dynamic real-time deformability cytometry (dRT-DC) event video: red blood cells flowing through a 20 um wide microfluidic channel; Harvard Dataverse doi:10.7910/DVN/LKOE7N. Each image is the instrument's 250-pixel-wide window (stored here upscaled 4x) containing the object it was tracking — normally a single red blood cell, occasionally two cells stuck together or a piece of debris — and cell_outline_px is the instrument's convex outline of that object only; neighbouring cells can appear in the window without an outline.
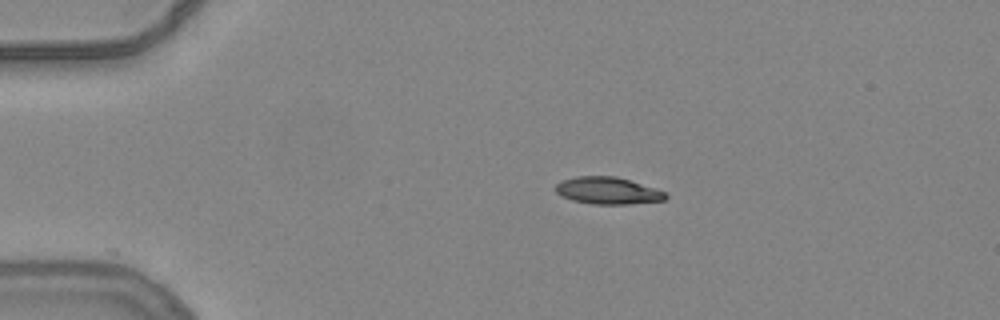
{"species": "common noctule bat (a hibernating species)", "species_latin": "Nyctalus noctula", "temperature_condition": "warm", "stored_images_in_passage": 44, "camera_frame_rate_fps": 3000, "um_per_image_px": 0.085, "animal": {"sex": "female", "body_mass_g": 24.6, "forearm_length_mm": 56.2}, "frame": {"image": 1, "passage_image": 1, "time_ms": 0.0, "image_size_px": [1000, 320], "cell_outline_px": [[668, 196], [664, 200], [628, 204], [592, 204], [572, 200], [556, 192], [556, 184], [560, 180], [576, 176], [616, 176], [656, 188], [664, 192]], "centroid_in_image_um": [51.65, 16.2], "position_along_channel_um": 33.3, "area_um2": 17.28}}
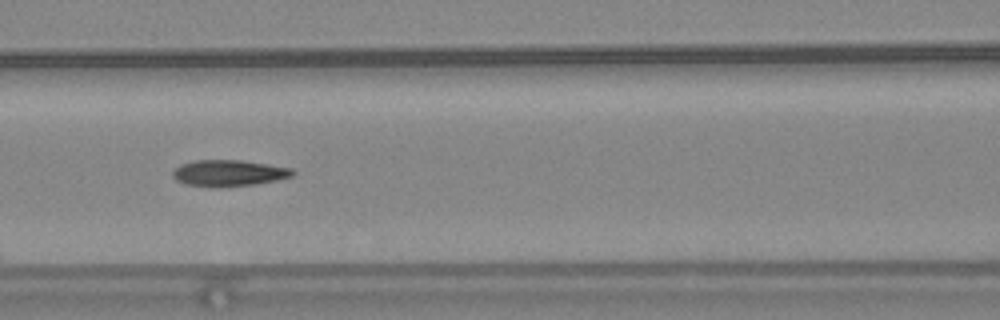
{"frame": {"image": 2, "passage_image": 14, "time_ms": 4.333, "image_size_px": [1000, 320], "cell_outline_px": [[296, 172], [292, 176], [276, 180], [256, 184], [220, 188], [184, 184], [176, 180], [172, 176], [172, 172], [180, 164], [196, 160], [240, 160], [268, 164], [292, 168]], "centroid_in_image_um": [19.44, 14.72], "position_along_channel_um": 147.2, "area_um2": 18.55}}
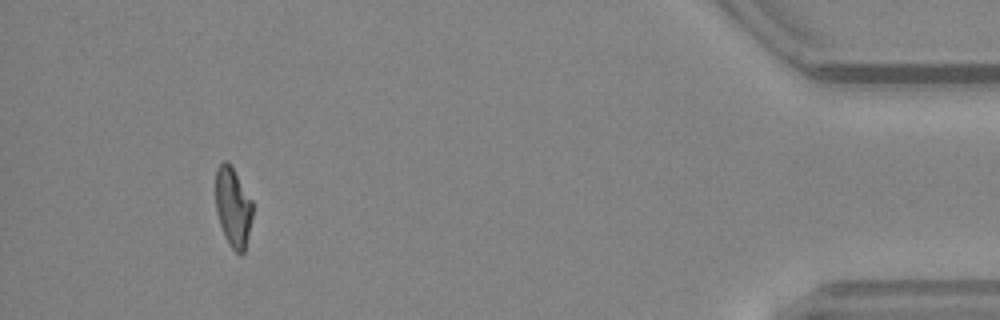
{"frame": {"image": 3, "passage_image": 40, "time_ms": 13.0, "image_size_px": [1000, 320], "cell_outline_px": [[252, 216], [244, 252], [240, 256], [228, 244], [220, 224], [216, 212], [216, 168], [224, 160], [228, 160], [252, 200]], "centroid_in_image_um": [19.8, 17.6], "position_along_channel_um": 415.4, "area_um2": 17.05}, "authors_computed_cell_mechanics": {"area_um2": 18.0625, "velocity_mm_per_s": 3.8476, "shape_relaxation_time_tau1_ms": 10.2769, "shape_relaxation_time_tau2_ms": 2.381, "deformation_change_tau1": 0.275, "deformation_change_tau2": 0.0993}}